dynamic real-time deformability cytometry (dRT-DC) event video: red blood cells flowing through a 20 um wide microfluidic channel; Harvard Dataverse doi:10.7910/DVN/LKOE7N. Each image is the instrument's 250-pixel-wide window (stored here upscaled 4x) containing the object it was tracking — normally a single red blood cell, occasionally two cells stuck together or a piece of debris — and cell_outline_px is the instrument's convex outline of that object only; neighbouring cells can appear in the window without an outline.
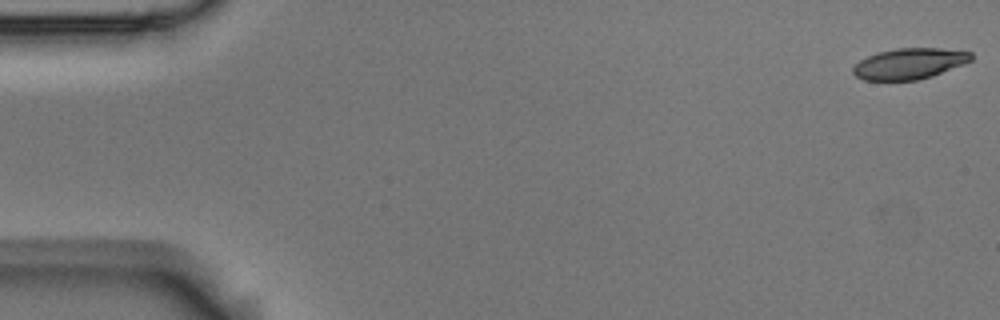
{"species": "Egyptian fruit bat (a non-hibernating species)", "species_latin": "Rousettus aegyptiacus", "temperature_condition": "room temperature", "stored_images_in_passage": 5, "camera_frame_rate_fps": 3000, "um_per_image_px": 0.085, "animal": {"sex": "male"}, "frame": {"image": 1, "passage_image": 1, "time_ms": 0.0, "image_size_px": [1000, 320], "cell_outline_px": [[972, 60], [964, 64], [932, 76], [916, 80], [864, 80], [856, 76], [852, 72], [852, 68], [860, 60], [868, 56], [880, 52], [896, 48], [940, 48], [972, 52]], "centroid_in_image_um": [77.31, 5.41], "position_along_channel_um": 7.7, "area_um2": 21.15}}
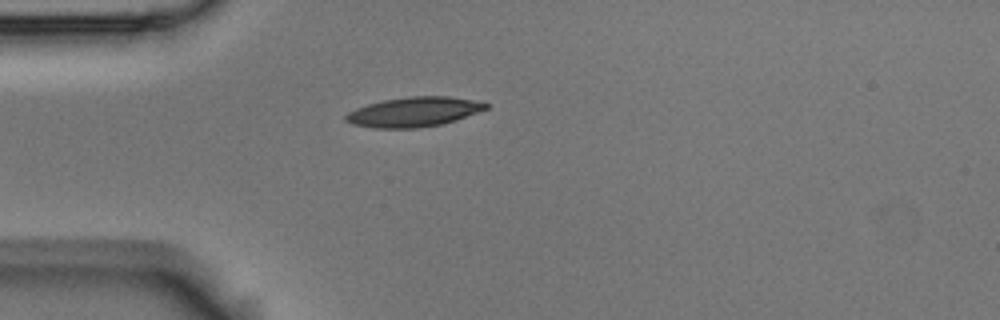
{"frame": {"image": 2, "passage_image": 5, "time_ms": 1.333, "image_size_px": [1000, 320], "cell_outline_px": [[488, 108], [456, 120], [440, 124], [416, 128], [376, 128], [352, 124], [344, 120], [344, 116], [348, 112], [356, 108], [368, 104], [384, 100], [408, 96], [448, 96], [472, 100], [488, 104]], "centroid_in_image_um": [35.14, 9.51], "position_along_channel_um": 49.9, "area_um2": 24.04}}